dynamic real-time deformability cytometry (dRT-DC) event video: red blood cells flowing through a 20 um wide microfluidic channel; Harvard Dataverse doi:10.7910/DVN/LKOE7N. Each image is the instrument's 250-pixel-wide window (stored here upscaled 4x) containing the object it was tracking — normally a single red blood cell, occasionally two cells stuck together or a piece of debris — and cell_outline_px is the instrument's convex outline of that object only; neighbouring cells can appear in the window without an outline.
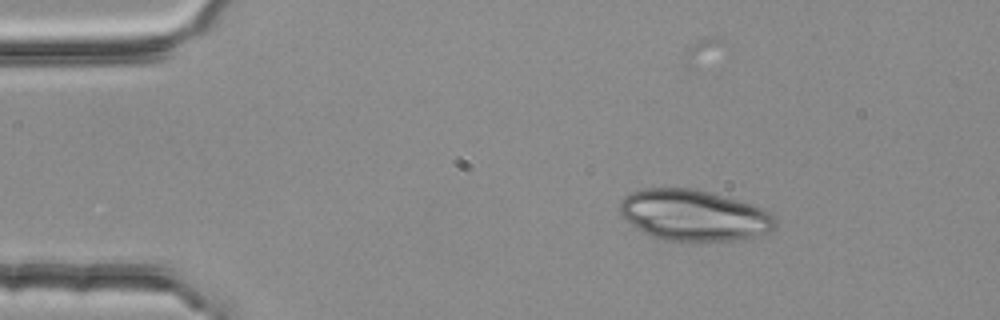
{"species": "common noctule bat (a hibernating species)", "species_latin": "Nyctalus noctula", "temperature_condition": "room temperature", "stored_images_in_passage": 3, "segment_of_instrument_passage": [1, 2], "camera_frame_rate_fps": 3000, "um_per_image_px": 0.085, "animal": {"sex": "female", "body_mass_g": 25.1}, "frame": {"image": 1, "passage_image": 1, "time_ms": 0.0, "image_size_px": [1000, 320], "cell_outline_px": [[776, 228], [768, 232], [752, 236], [732, 240], [664, 240], [648, 236], [636, 228], [620, 212], [620, 200], [624, 196], [632, 192], [644, 188], [692, 188], [724, 196], [752, 204], [764, 208], [776, 216]], "centroid_in_image_um": [58.98, 18.29], "position_along_channel_um": 26.0, "area_um2": 46.01}}